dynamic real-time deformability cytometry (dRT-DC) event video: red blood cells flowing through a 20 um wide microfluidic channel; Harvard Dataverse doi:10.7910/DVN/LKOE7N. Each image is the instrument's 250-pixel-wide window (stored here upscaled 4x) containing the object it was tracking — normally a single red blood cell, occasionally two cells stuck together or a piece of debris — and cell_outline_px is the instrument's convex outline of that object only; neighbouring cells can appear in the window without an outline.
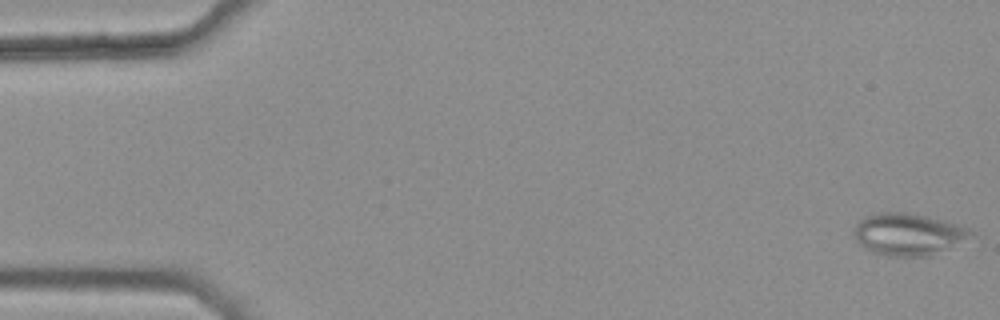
{"species": "common noctule bat (a hibernating species)", "species_latin": "Nyctalus noctula", "temperature_condition": "warm", "stored_images_in_passage": 45, "camera_frame_rate_fps": 3000, "um_per_image_px": 0.085, "animal": {"sex": "female", "body_mass_g": 25.1}, "frame": {"image": 1, "passage_image": 1, "time_ms": 0.0, "image_size_px": [1000, 320], "cell_outline_px": [[972, 232], [928, 256], [888, 256], [872, 252], [860, 244], [852, 236], [852, 232], [856, 224], [864, 216], [876, 212], [904, 212], [924, 216], [940, 220], [968, 228]], "centroid_in_image_um": [76.98, 19.89], "position_along_channel_um": 8.0, "area_um2": 27.46}}
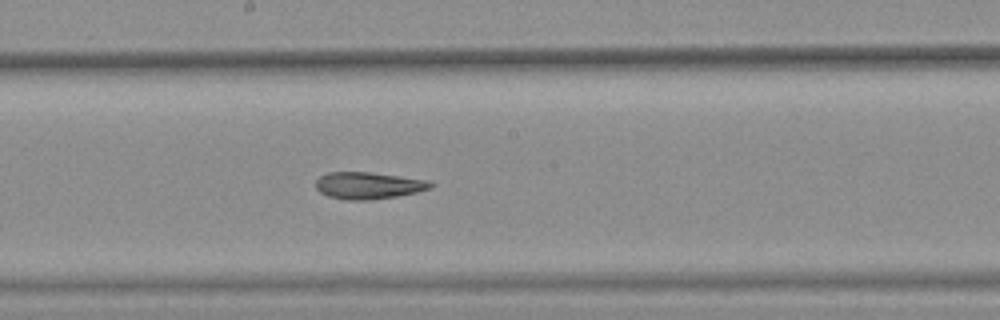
{"frame": {"image": 2, "passage_image": 29, "time_ms": 9.333, "image_size_px": [1000, 320], "cell_outline_px": [[436, 184], [432, 188], [416, 192], [396, 196], [372, 200], [348, 200], [328, 196], [320, 192], [316, 188], [316, 180], [320, 176], [328, 172], [368, 172], [428, 180]], "centroid_in_image_um": [31.32, 15.77], "position_along_channel_um": 216.9, "area_um2": 17.98}}
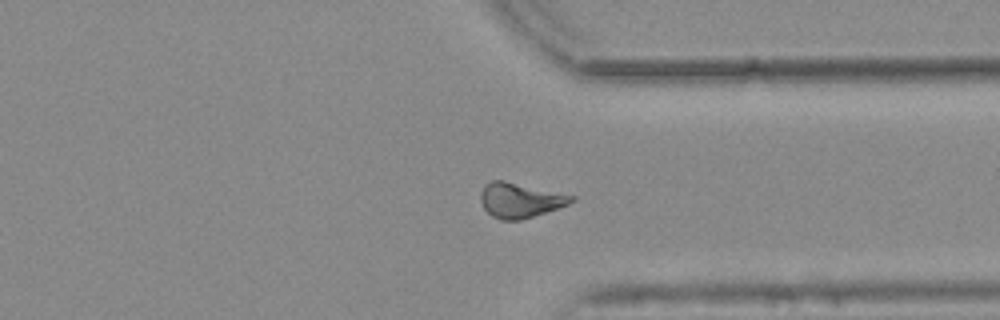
{"frame": {"image": 3, "passage_image": 41, "time_ms": 13.333, "image_size_px": [1000, 320], "cell_outline_px": [[576, 200], [568, 204], [520, 220], [500, 220], [492, 216], [484, 208], [480, 200], [480, 192], [484, 184], [492, 180], [504, 180], [576, 196]], "centroid_in_image_um": [44.17, 17.0], "position_along_channel_um": 367.2, "area_um2": 18.38}, "authors_computed_cell_mechanics": {"area_um2": 18.496, "velocity_mm_per_s": 3.7672, "shape_relaxation_time_tau1_ms": null, "shape_relaxation_time_tau2_ms": 4.742, "deformation_change_tau1": null, "deformation_change_tau2": 0.1391}}